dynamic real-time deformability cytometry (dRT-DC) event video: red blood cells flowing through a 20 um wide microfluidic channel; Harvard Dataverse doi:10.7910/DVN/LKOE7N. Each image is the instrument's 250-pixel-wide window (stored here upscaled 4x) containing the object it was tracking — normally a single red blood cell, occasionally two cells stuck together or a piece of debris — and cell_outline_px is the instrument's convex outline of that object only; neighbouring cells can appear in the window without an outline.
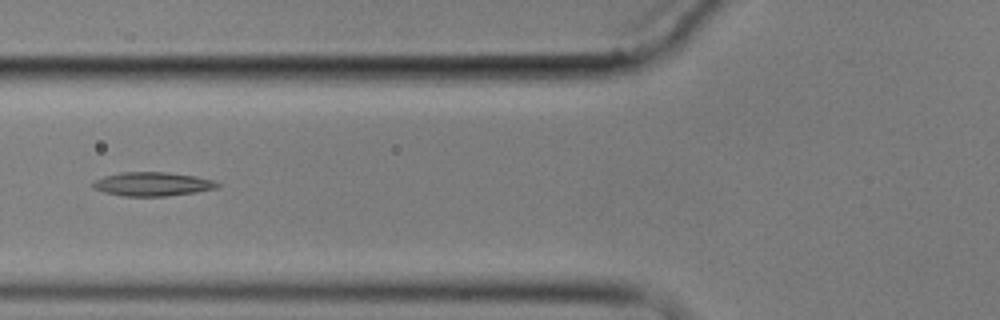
{"species": "common noctule bat (a hibernating species)", "species_latin": "Nyctalus noctula", "temperature_condition": "cold", "stored_images_in_passage": 8, "camera_frame_rate_fps": 3000, "um_per_image_px": 0.085, "animal": {"sex": "male", "body_mass_g": 17.9}, "frame": {"image": 1, "passage_image": 6, "time_ms": 6.0, "image_size_px": [1000, 320], "cell_outline_px": [[220, 184], [216, 188], [196, 192], [168, 196], [124, 196], [104, 192], [92, 188], [92, 184], [96, 180], [104, 176], [120, 172], [168, 172], [196, 176], [212, 180]], "centroid_in_image_um": [12.95, 15.64], "position_along_channel_um": 112.9, "area_um2": 17.28}}
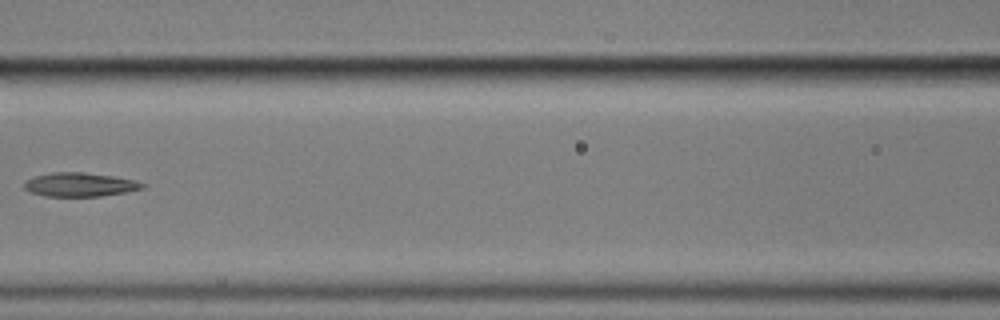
{"frame": {"image": 2, "passage_image": 7, "time_ms": 7.333, "image_size_px": [1000, 320], "cell_outline_px": [[144, 188], [124, 192], [100, 196], [44, 196], [32, 192], [24, 188], [24, 184], [28, 180], [36, 176], [52, 172], [84, 172], [112, 176], [136, 180], [144, 184]], "centroid_in_image_um": [6.79, 15.69], "position_along_channel_um": 159.8, "area_um2": 16.18}}
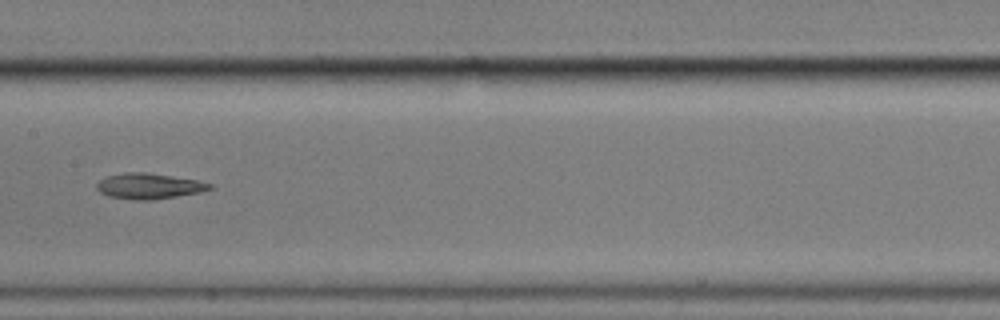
{"frame": {"image": 3, "passage_image": 8, "time_ms": 8.333, "image_size_px": [1000, 320], "cell_outline_px": [[212, 188], [200, 192], [152, 200], [136, 200], [108, 196], [100, 192], [96, 188], [96, 184], [100, 180], [108, 176], [124, 172], [148, 172], [200, 180], [212, 184]], "centroid_in_image_um": [12.67, 15.81], "position_along_channel_um": 194.7, "area_um2": 16.94}}